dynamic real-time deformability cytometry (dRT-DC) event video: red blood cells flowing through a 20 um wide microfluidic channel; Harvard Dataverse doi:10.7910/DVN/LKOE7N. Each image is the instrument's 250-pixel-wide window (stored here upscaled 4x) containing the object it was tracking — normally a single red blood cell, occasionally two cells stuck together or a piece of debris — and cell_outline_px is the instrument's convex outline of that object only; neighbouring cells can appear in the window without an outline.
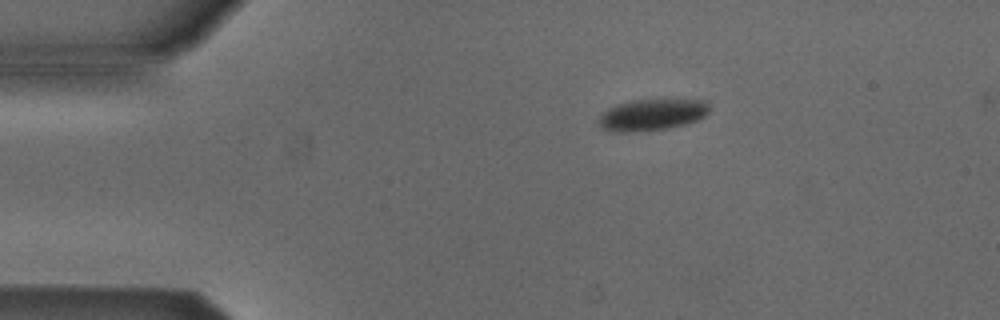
{"species": "Egyptian fruit bat (a non-hibernating species)", "species_latin": "Rousettus aegyptiacus", "temperature_condition": "cold", "stored_images_in_passage": 5, "camera_frame_rate_fps": 3000, "um_per_image_px": 0.085, "animal": {"sex": "male"}, "frame": {"image": 1, "passage_image": 1, "time_ms": 0.0, "image_size_px": [1000, 320], "cell_outline_px": [[708, 112], [704, 116], [696, 120], [684, 124], [668, 128], [628, 132], [620, 132], [604, 128], [600, 124], [600, 116], [608, 108], [616, 104], [628, 100], [676, 96], [708, 100]], "centroid_in_image_um": [55.52, 9.66], "position_along_channel_um": 29.5, "area_um2": 21.04}}
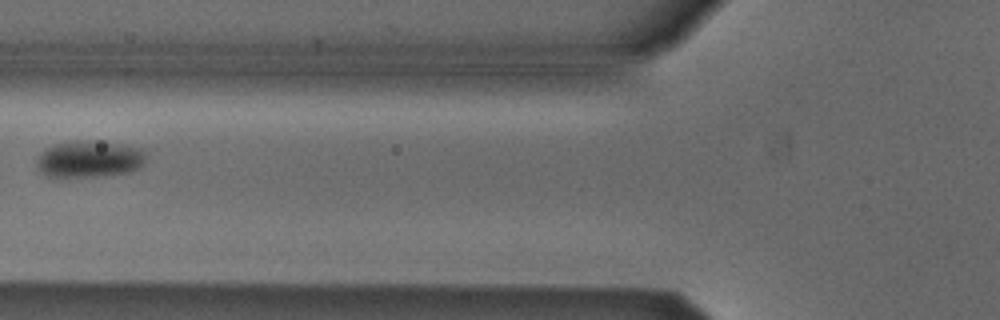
{"frame": {"image": 2, "passage_image": 4, "time_ms": 1.0, "image_size_px": [1000, 320], "cell_outline_px": [[144, 164], [128, 172], [96, 176], [60, 180], [48, 176], [40, 172], [36, 164], [36, 160], [40, 152], [56, 144], [124, 144], [144, 148]], "centroid_in_image_um": [7.54, 13.61], "position_along_channel_um": 118.3, "area_um2": 22.83}}
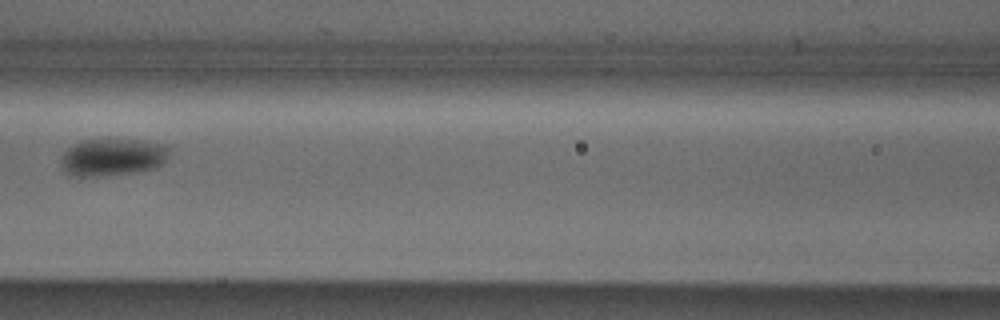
{"frame": {"image": 3, "passage_image": 5, "time_ms": 1.333, "image_size_px": [1000, 320], "cell_outline_px": [[168, 152], [164, 160], [160, 164], [152, 168], [132, 172], [88, 176], [80, 176], [68, 172], [64, 168], [60, 160], [64, 152], [72, 144], [80, 140], [108, 136], [140, 140], [168, 144]], "centroid_in_image_um": [9.55, 13.26], "position_along_channel_um": 157.1, "area_um2": 23.76}}